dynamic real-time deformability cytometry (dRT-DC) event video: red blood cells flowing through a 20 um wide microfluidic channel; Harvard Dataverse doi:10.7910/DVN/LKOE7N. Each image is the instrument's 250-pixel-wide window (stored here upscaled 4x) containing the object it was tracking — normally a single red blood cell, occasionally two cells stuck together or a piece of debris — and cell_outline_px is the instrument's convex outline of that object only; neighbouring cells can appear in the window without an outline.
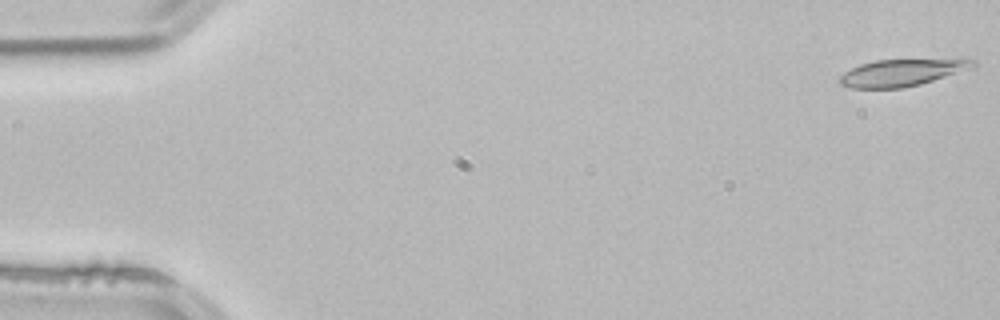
{"species": "common noctule bat (a hibernating species)", "species_latin": "Nyctalus noctula", "temperature_condition": "room temperature", "stored_images_in_passage": 4, "camera_frame_rate_fps": 3000, "um_per_image_px": 0.085, "animal": {"sex": "male", "body_mass_g": 21.5, "forearm_length_mm": 52.0}, "frame": {"image": 1, "passage_image": 1, "time_ms": 0.0, "image_size_px": [1000, 320], "cell_outline_px": [[976, 64], [932, 80], [920, 84], [904, 88], [852, 88], [840, 84], [836, 80], [844, 72], [860, 64], [876, 60], [968, 56], [976, 60]], "centroid_in_image_um": [76.69, 6.11], "position_along_channel_um": 8.3, "area_um2": 21.5}}